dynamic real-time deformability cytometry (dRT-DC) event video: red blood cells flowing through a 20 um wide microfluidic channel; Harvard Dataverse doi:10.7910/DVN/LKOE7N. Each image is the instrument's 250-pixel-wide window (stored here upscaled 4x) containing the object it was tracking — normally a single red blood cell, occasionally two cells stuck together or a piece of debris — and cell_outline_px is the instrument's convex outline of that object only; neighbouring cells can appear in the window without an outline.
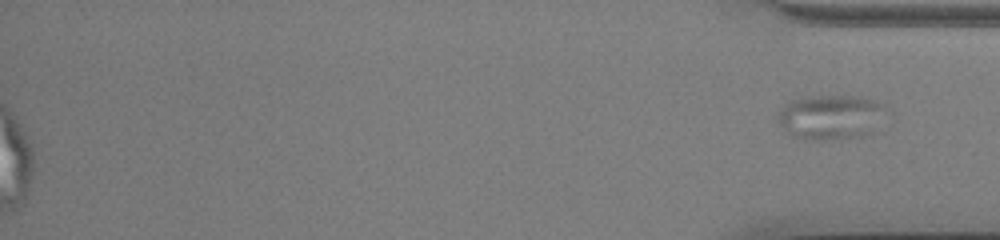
{"species": "common noctule bat (a hibernating species)", "species_latin": "Nyctalus noctula", "temperature_condition": "cold", "stored_images_in_passage": 43, "segment_of_instrument_passage": [2, 2], "camera_frame_rate_fps": 3000, "um_per_image_px": 0.085, "animal": {"sex": "male", "body_mass_g": 13.0, "forearm_length_mm": 53.1}, "frame": {"image": 1, "passage_image": 43, "time_ms": 14.0, "image_size_px": [1000, 240], "cell_outline_px": [[884, 108], [872, 132], [860, 136], [828, 140], [812, 140], [792, 136], [784, 132], [780, 124], [780, 108], [792, 100], [816, 96], [852, 96], [872, 100], [884, 104]], "centroid_in_image_um": [70.55, 9.97], "position_along_channel_um": 364.7, "area_um2": 27.51}}